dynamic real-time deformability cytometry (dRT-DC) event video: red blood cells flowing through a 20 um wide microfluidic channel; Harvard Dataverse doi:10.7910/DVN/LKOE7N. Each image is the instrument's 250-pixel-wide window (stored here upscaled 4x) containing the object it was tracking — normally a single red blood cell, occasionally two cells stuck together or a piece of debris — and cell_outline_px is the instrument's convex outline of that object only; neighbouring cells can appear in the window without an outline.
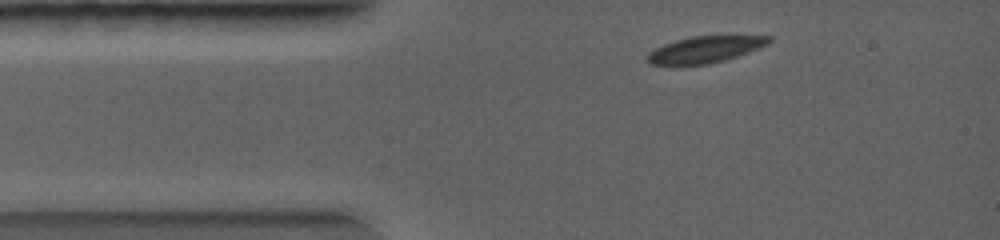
{"species": "common noctule bat (a hibernating species)", "species_latin": "Nyctalus noctula", "temperature_condition": "warm", "stored_images_in_passage": 4, "camera_frame_rate_fps": 5000, "um_per_image_px": 0.085, "animal": {"sex": "female", "body_mass_g": 19.0, "forearm_length_mm": 56.7}, "frame": {"image": 1, "passage_image": 1, "time_ms": 0.0, "image_size_px": [1000, 240], "cell_outline_px": [[772, 40], [768, 44], [760, 48], [724, 60], [708, 64], [648, 64], [648, 52], [664, 44], [676, 40], [692, 36], [772, 36]], "centroid_in_image_um": [59.96, 4.19], "position_along_channel_um": 25.0, "area_um2": 18.44}}